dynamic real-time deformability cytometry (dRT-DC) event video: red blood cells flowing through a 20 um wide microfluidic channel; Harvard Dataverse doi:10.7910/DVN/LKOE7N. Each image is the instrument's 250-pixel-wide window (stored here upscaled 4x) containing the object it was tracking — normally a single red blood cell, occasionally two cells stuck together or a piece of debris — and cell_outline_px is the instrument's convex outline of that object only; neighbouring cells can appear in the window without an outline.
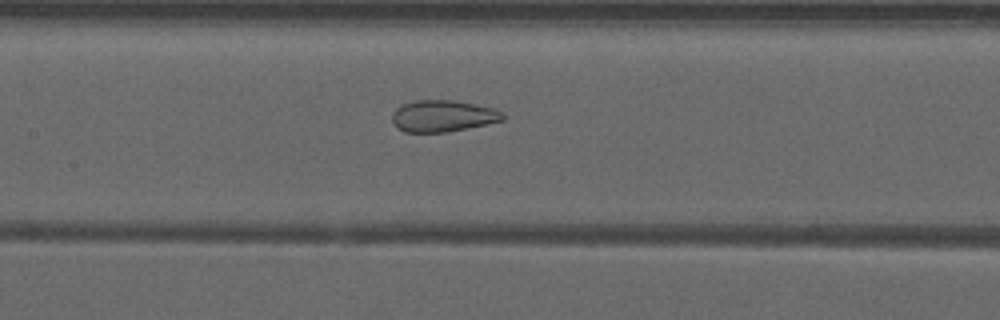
{"species": "common noctule bat (a hibernating species)", "species_latin": "Nyctalus noctula", "temperature_condition": "warm", "stored_images_in_passage": 42, "camera_frame_rate_fps": 3000, "um_per_image_px": 0.085, "animal": {"sex": "male", "forearm_length_mm": 52.5}, "frame": {"image": 1, "passage_image": 15, "time_ms": 4.667, "image_size_px": [1000, 320], "cell_outline_px": [[504, 120], [468, 128], [444, 132], [404, 132], [396, 128], [392, 120], [392, 112], [396, 108], [404, 104], [416, 100], [452, 100], [496, 108], [504, 112]], "centroid_in_image_um": [37.65, 9.86], "position_along_channel_um": 169.8, "area_um2": 20.46}}
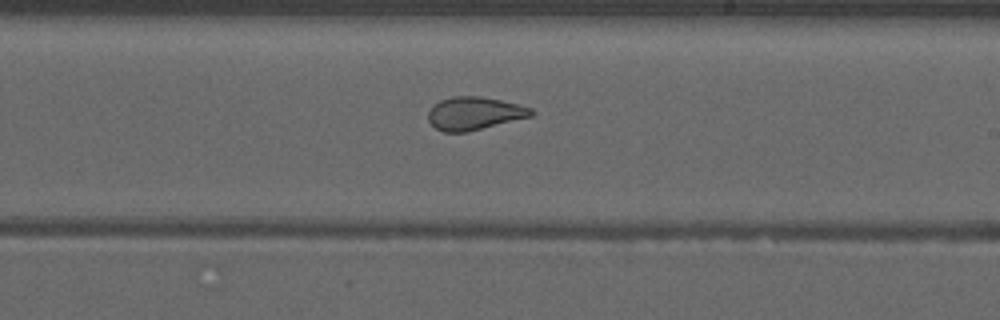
{"frame": {"image": 2, "passage_image": 21, "time_ms": 6.667, "image_size_px": [1000, 320], "cell_outline_px": [[536, 112], [532, 116], [468, 132], [444, 132], [436, 128], [428, 120], [428, 112], [432, 104], [440, 100], [452, 96], [480, 96], [500, 100], [532, 108]], "centroid_in_image_um": [40.3, 9.63], "position_along_channel_um": 248.7, "area_um2": 19.88}}
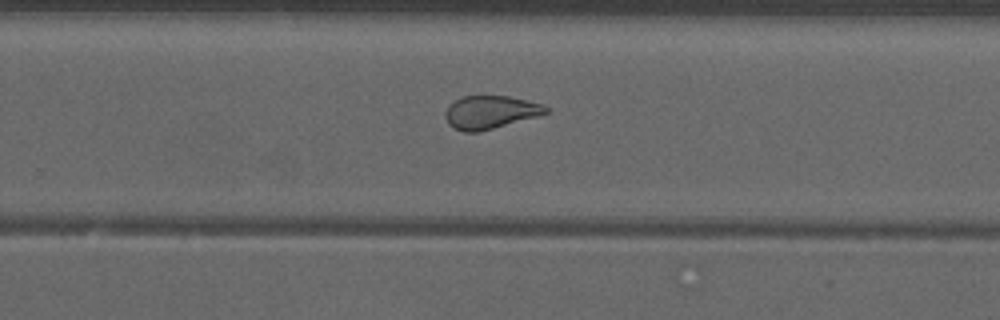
{"frame": {"image": 3, "passage_image": 24, "time_ms": 7.667, "image_size_px": [1000, 320], "cell_outline_px": [[548, 112], [536, 116], [480, 132], [464, 132], [448, 124], [444, 116], [444, 112], [448, 104], [460, 96], [508, 96], [540, 104], [548, 108]], "centroid_in_image_um": [41.59, 9.53], "position_along_channel_um": 288.2, "area_um2": 19.25}, "authors_computed_cell_mechanics": {"area_um2": 21.0681, "velocity_mm_per_s": 3.9609, "shape_relaxation_time_tau1_ms": null, "shape_relaxation_time_tau2_ms": 1.4534, "deformation_change_tau1": null, "deformation_change_tau2": 0.0907}}